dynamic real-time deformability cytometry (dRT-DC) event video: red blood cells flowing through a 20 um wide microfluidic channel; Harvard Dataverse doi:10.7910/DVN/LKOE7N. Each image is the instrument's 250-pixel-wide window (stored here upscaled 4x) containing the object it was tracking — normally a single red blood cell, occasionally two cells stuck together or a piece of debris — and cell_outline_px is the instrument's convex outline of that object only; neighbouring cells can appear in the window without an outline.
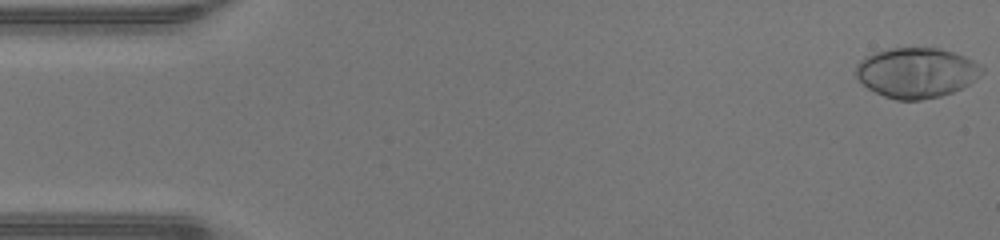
{"species": "human", "species_latin": "Homo sapiens", "temperature_condition": "warm", "stored_images_in_passage": 48, "camera_frame_rate_fps": 3000, "um_per_image_px": 0.085, "donor": {"sex": "male"}, "frame": {"image": 1, "passage_image": 1, "time_ms": 0.0, "image_size_px": [1000, 240], "cell_outline_px": [[984, 72], [980, 76], [968, 84], [952, 92], [940, 96], [920, 100], [896, 100], [884, 96], [868, 88], [856, 76], [856, 64], [864, 56], [872, 52], [892, 48], [940, 48], [964, 56], [972, 60], [984, 68]], "centroid_in_image_um": [77.88, 6.17], "position_along_channel_um": 7.1, "area_um2": 36.76}}
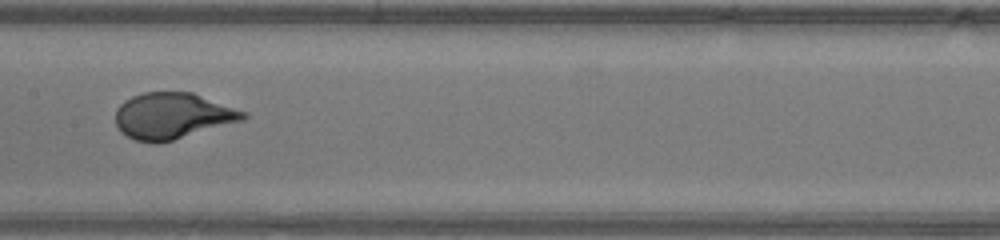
{"frame": {"image": 2, "passage_image": 24, "time_ms": 7.667, "image_size_px": [1000, 240], "cell_outline_px": [[248, 116], [244, 120], [172, 140], [156, 144], [152, 144], [136, 140], [120, 132], [116, 124], [116, 108], [124, 100], [132, 96], [144, 92], [192, 92], [248, 112]], "centroid_in_image_um": [14.66, 9.84], "position_along_channel_um": 192.7, "area_um2": 34.45}}
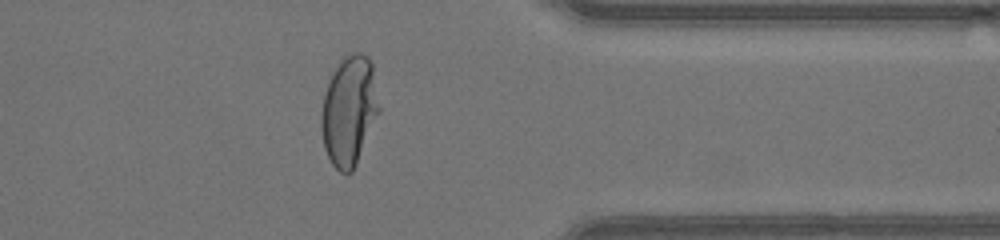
{"frame": {"image": 3, "passage_image": 38, "time_ms": 12.333, "image_size_px": [1000, 240], "cell_outline_px": [[380, 112], [356, 164], [352, 172], [340, 172], [332, 164], [324, 148], [320, 124], [320, 116], [324, 92], [340, 56], [348, 52], [360, 52], [368, 56], [372, 64], [380, 108]], "centroid_in_image_um": [29.67, 9.36], "position_along_channel_um": 381.7, "area_um2": 37.34}, "authors_computed_cell_mechanics": {"area_um2": 35.0846, "velocity_mm_per_s": 4.3366, "shape_relaxation_time_tau1_ms": 3.7219, "shape_relaxation_time_tau2_ms": null, "deformation_change_tau1": 0.2535, "deformation_change_tau2": null}}